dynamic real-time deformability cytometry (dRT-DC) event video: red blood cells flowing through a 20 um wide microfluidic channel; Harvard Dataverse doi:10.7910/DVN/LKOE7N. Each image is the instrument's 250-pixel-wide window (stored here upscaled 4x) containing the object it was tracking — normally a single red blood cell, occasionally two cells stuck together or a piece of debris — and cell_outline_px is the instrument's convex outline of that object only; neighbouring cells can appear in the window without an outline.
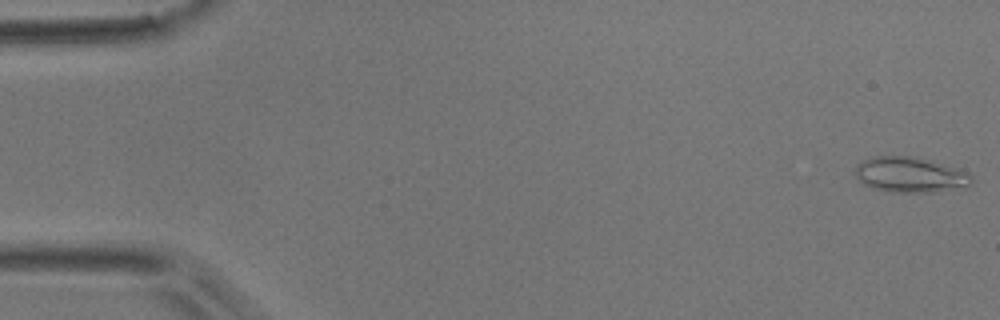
{"species": "common noctule bat (a hibernating species)", "species_latin": "Nyctalus noctula", "temperature_condition": "room temperature", "stored_images_in_passage": 8, "camera_frame_rate_fps": 3000, "um_per_image_px": 0.085, "animal": {"sex": "male", "body_mass_g": 17.9}, "frame": {"image": 1, "passage_image": 1, "time_ms": 0.0, "image_size_px": [1000, 320], "cell_outline_px": [[972, 184], [964, 188], [932, 192], [892, 192], [872, 188], [864, 184], [852, 172], [856, 164], [872, 156], [912, 156], [968, 172], [972, 176]], "centroid_in_image_um": [77.33, 14.86], "position_along_channel_um": 7.7, "area_um2": 23.99}}